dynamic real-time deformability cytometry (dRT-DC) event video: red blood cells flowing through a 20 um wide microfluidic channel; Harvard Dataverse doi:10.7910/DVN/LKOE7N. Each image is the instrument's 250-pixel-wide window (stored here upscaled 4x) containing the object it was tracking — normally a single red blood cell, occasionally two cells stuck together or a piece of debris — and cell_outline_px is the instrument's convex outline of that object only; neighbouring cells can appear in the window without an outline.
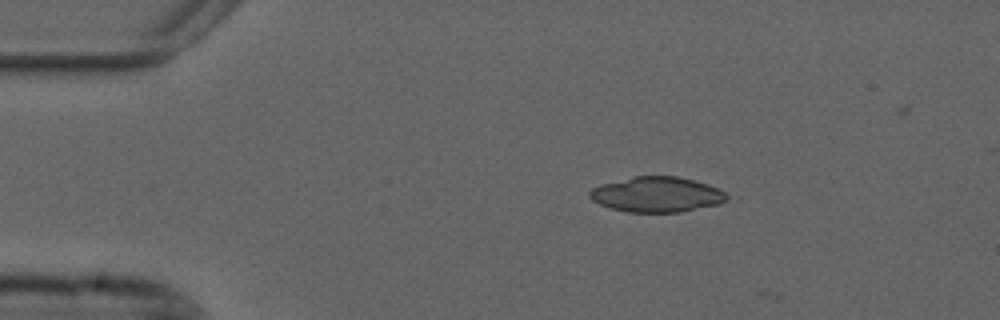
{"species": "common noctule bat (a hibernating species)", "species_latin": "Nyctalus noctula", "temperature_condition": "cold", "stored_images_in_passage": 2, "camera_frame_rate_fps": 3000, "um_per_image_px": 0.085, "animal": {"sex": "male", "forearm_length_mm": 52.5}, "frame": {"image": 1, "passage_image": 1, "time_ms": 0.0, "image_size_px": [1000, 320], "cell_outline_px": [[732, 196], [728, 200], [720, 204], [680, 212], [628, 212], [612, 208], [600, 204], [592, 200], [588, 196], [588, 192], [592, 188], [600, 184], [632, 176], [676, 176], [708, 184]], "centroid_in_image_um": [55.83, 16.53], "position_along_channel_um": 29.2, "area_um2": 28.32}}